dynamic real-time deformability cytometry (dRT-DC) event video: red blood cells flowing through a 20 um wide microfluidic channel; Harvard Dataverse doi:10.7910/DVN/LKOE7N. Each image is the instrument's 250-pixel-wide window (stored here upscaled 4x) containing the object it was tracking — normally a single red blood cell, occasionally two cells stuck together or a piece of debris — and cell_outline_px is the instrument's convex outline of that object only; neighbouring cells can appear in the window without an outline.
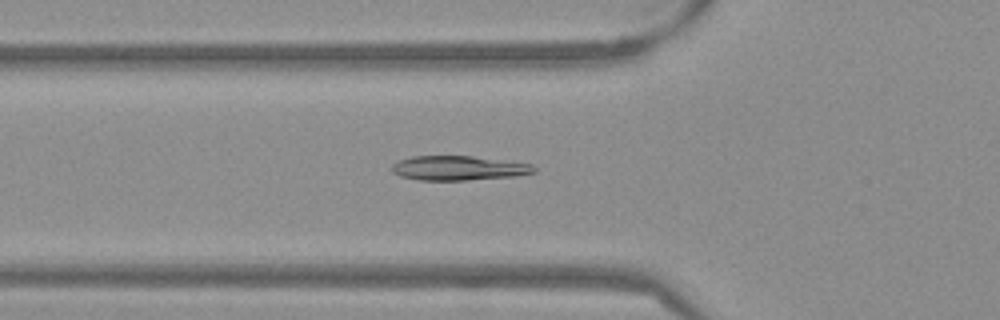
{"species": "Egyptian fruit bat (a non-hibernating species)", "species_latin": "Rousettus aegyptiacus", "temperature_condition": "warm", "stored_images_in_passage": 40, "camera_frame_rate_fps": 3000, "um_per_image_px": 0.085, "frame": {"image": 1, "passage_image": 6, "time_ms": 1.667, "image_size_px": [1000, 320], "cell_outline_px": [[536, 172], [516, 176], [464, 180], [420, 180], [400, 176], [392, 172], [392, 164], [400, 160], [412, 156], [472, 156], [532, 164], [536, 168]], "centroid_in_image_um": [38.98, 14.29], "position_along_channel_um": 86.8, "area_um2": 20.17}}
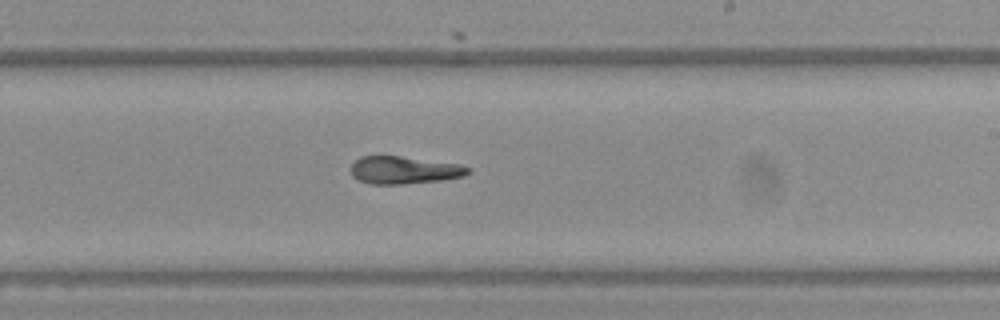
{"frame": {"image": 2, "passage_image": 19, "time_ms": 6.0, "image_size_px": [1000, 320], "cell_outline_px": [[472, 172], [464, 176], [444, 180], [400, 184], [372, 184], [360, 180], [352, 176], [348, 168], [360, 156], [400, 156], [460, 164], [472, 168]], "centroid_in_image_um": [34.37, 14.46], "position_along_channel_um": 254.6, "area_um2": 19.02}}
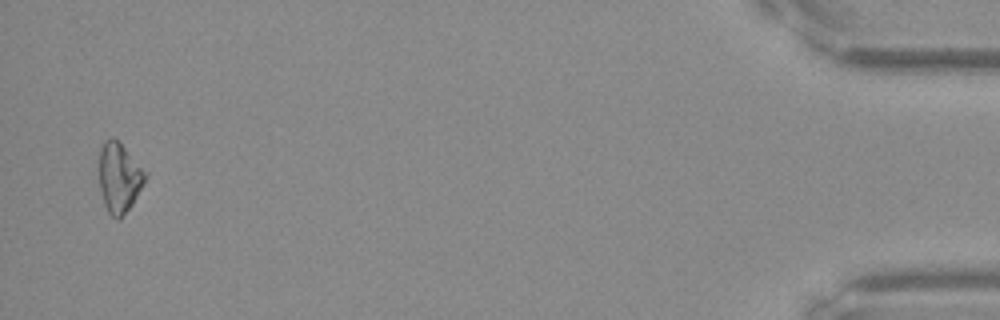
{"frame": {"image": 3, "passage_image": 39, "time_ms": 12.667, "image_size_px": [1000, 320], "cell_outline_px": [[148, 176], [132, 204], [120, 220], [116, 220], [108, 212], [104, 204], [100, 188], [100, 148], [104, 140], [112, 136], [148, 172]], "centroid_in_image_um": [10.14, 15.11], "position_along_channel_um": 425.1, "area_um2": 18.67}}